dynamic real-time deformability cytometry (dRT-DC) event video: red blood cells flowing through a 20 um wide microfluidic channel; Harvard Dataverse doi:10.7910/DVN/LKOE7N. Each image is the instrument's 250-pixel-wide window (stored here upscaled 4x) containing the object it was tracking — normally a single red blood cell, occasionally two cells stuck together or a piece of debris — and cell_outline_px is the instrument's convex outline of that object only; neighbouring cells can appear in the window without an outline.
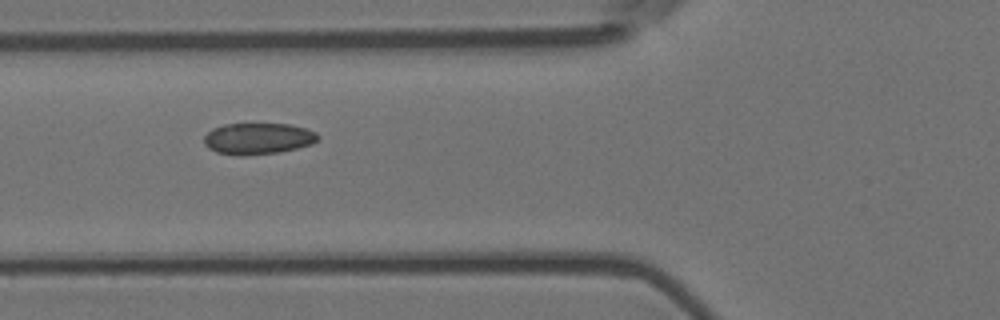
{"species": "Egyptian fruit bat (a non-hibernating species)", "species_latin": "Rousettus aegyptiacus", "temperature_condition": "room temperature", "stored_images_in_passage": 16, "camera_frame_rate_fps": 3000, "um_per_image_px": 0.085, "animal": {"sex": "female"}, "frame": {"image": 1, "passage_image": 7, "time_ms": 2.0, "image_size_px": [1000, 320], "cell_outline_px": [[320, 136], [312, 144], [280, 152], [244, 156], [240, 156], [216, 152], [208, 148], [204, 144], [204, 136], [212, 128], [224, 124], [292, 124], [316, 132]], "centroid_in_image_um": [21.91, 11.78], "position_along_channel_um": 103.9, "area_um2": 20.92}}
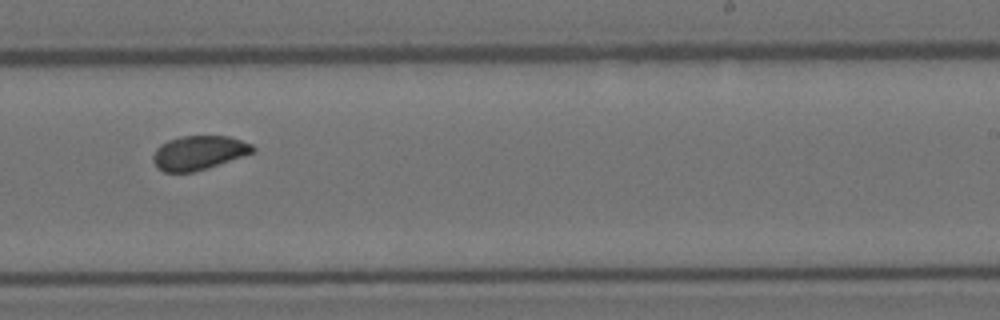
{"frame": {"image": 2, "passage_image": 11, "time_ms": 3.333, "image_size_px": [1000, 320], "cell_outline_px": [[256, 152], [244, 156], [192, 172], [164, 172], [156, 168], [152, 160], [152, 156], [156, 148], [160, 144], [168, 140], [180, 136], [228, 136], [252, 144], [256, 148]], "centroid_in_image_um": [16.87, 12.98], "position_along_channel_um": 272.1, "area_um2": 19.88}}
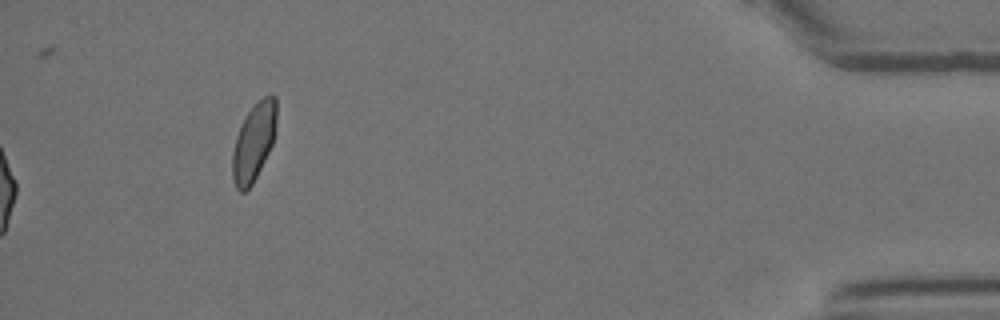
{"frame": {"image": 3, "passage_image": 16, "time_ms": 5.0, "image_size_px": [1000, 320], "cell_outline_px": [[276, 132], [272, 144], [252, 184], [244, 192], [240, 192], [236, 188], [232, 180], [232, 152], [236, 136], [248, 112], [264, 96], [272, 92], [276, 96]], "centroid_in_image_um": [21.57, 12.07], "position_along_channel_um": 413.6, "area_um2": 19.83}}